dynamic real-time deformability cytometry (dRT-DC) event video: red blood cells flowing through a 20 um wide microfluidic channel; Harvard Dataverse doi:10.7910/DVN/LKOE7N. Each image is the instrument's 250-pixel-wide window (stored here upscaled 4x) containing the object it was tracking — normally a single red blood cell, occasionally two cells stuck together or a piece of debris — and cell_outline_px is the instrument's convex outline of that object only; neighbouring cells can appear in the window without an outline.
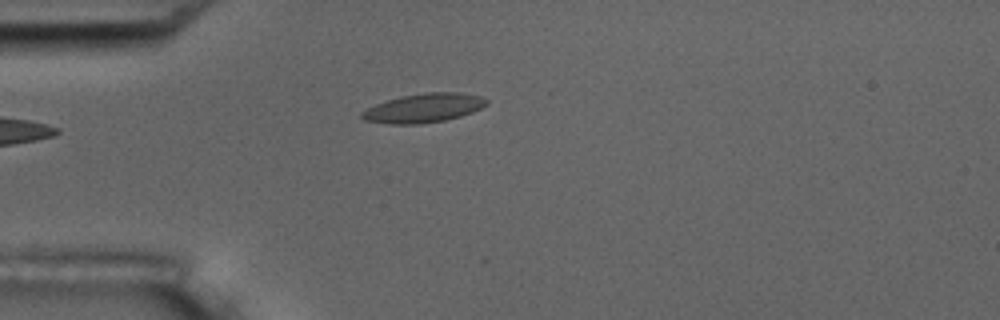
{"species": "common noctule bat (a hibernating species)", "species_latin": "Nyctalus noctula", "temperature_condition": "room temperature", "stored_images_in_passage": 4, "camera_frame_rate_fps": 3000, "um_per_image_px": 0.085, "animal": {"sex": "male", "body_mass_g": 17.5, "forearm_length_mm": 52.3}, "frame": {"image": 1, "passage_image": 4, "time_ms": 3.667, "image_size_px": [1000, 320], "cell_outline_px": [[488, 104], [472, 112], [460, 116], [444, 120], [420, 124], [388, 124], [364, 120], [360, 116], [360, 112], [376, 104], [400, 96], [424, 92], [460, 92], [480, 96], [488, 100]], "centroid_in_image_um": [36.0, 9.18], "position_along_channel_um": 49.0, "area_um2": 21.1}}